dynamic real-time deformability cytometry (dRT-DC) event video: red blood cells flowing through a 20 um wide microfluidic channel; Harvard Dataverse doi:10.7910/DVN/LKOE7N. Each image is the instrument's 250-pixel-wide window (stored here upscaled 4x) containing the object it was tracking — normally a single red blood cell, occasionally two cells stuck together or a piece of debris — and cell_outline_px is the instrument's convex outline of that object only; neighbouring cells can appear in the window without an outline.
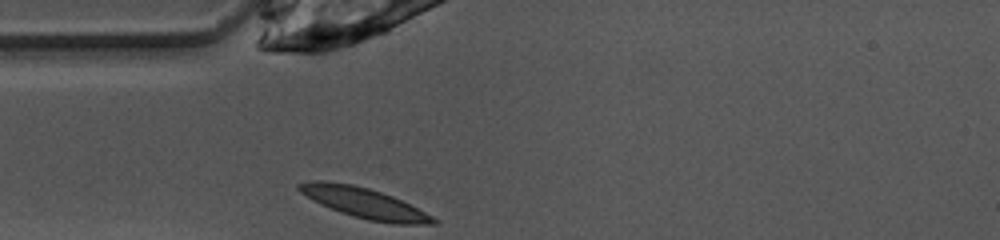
{"species": "common noctule bat (a hibernating species)", "species_latin": "Nyctalus noctula", "temperature_condition": "warm", "stored_images_in_passage": 26, "camera_frame_rate_fps": 3000, "um_per_image_px": 0.085, "animal": {"sex": "female", "body_mass_g": 10.0, "forearm_length_mm": 53.1}, "frame": {"image": 1, "passage_image": 1, "time_ms": 0.0, "image_size_px": [1000, 240], "cell_outline_px": [[440, 220], [436, 224], [392, 224], [368, 220], [352, 216], [340, 212], [320, 204], [300, 192], [296, 188], [296, 184], [308, 180], [324, 180], [352, 184], [368, 188], [392, 196]], "centroid_in_image_um": [30.91, 17.25], "position_along_channel_um": 54.1, "area_um2": 23.7}}
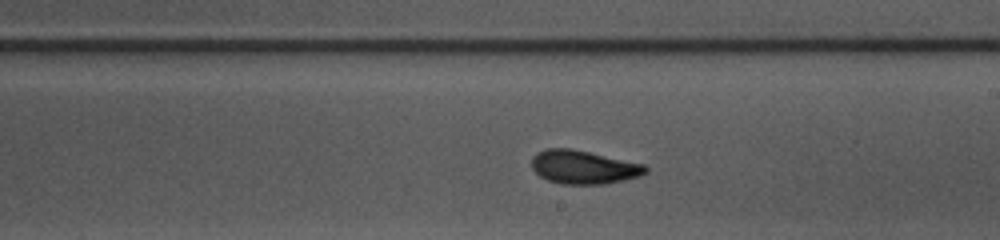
{"frame": {"image": 2, "passage_image": 15, "time_ms": 4.667, "image_size_px": [1000, 240], "cell_outline_px": [[648, 172], [640, 176], [624, 180], [604, 184], [560, 184], [548, 180], [540, 176], [532, 168], [532, 156], [536, 152], [544, 148], [572, 148], [644, 164], [648, 168]], "centroid_in_image_um": [49.59, 14.2], "position_along_channel_um": 239.4, "area_um2": 22.43}}
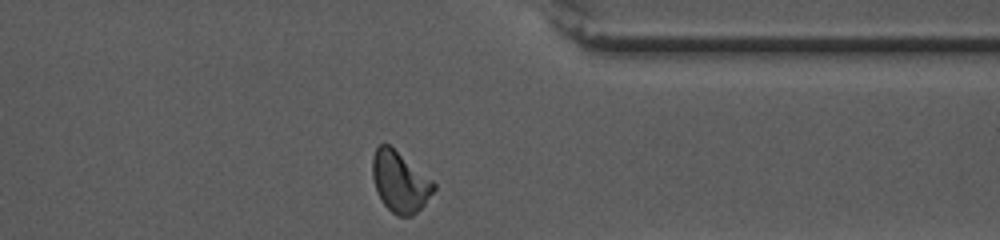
{"frame": {"image": 3, "passage_image": 26, "time_ms": 8.333, "image_size_px": [1000, 240], "cell_outline_px": [[436, 188], [424, 204], [412, 216], [396, 216], [384, 204], [376, 192], [372, 176], [372, 156], [376, 148], [380, 144], [388, 144], [432, 180], [436, 184]], "centroid_in_image_um": [33.97, 15.47], "position_along_channel_um": 377.4, "area_um2": 21.44}, "authors_computed_cell_mechanics": {"area_um2": 21.7039, "velocity_mm_per_s": 3.9977, "shape_relaxation_time_tau1_ms": 3.7706, "shape_relaxation_time_tau2_ms": 1.8891, "deformation_change_tau1": 0.1437, "deformation_change_tau2": 0.0743}}